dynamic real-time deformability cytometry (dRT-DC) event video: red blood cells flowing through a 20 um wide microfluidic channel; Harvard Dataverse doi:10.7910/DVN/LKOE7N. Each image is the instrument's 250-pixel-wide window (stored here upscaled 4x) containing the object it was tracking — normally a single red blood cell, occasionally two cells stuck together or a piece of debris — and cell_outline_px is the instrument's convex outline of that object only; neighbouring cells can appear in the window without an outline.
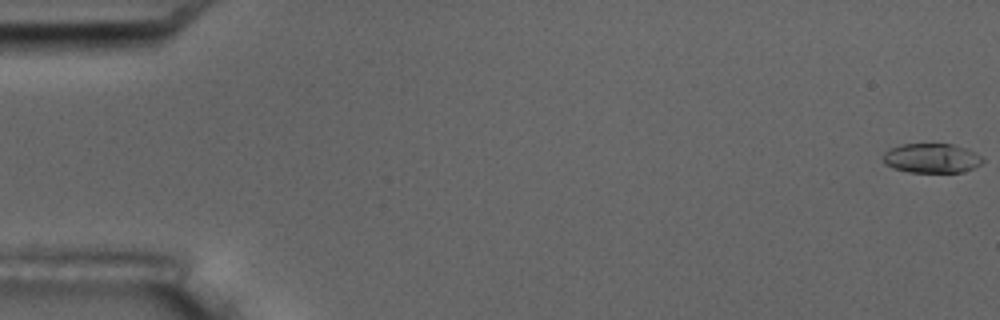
{"species": "common noctule bat (a hibernating species)", "species_latin": "Nyctalus noctula", "temperature_condition": "room temperature", "stored_images_in_passage": 4, "camera_frame_rate_fps": 3000, "um_per_image_px": 0.085, "animal": {"sex": "male", "body_mass_g": 17.5, "forearm_length_mm": 52.3}, "frame": {"image": 1, "passage_image": 1, "time_ms": 0.0, "image_size_px": [1000, 320], "cell_outline_px": [[984, 160], [980, 164], [972, 168], [960, 172], [908, 172], [884, 164], [884, 152], [900, 144], [952, 144], [968, 148], [980, 156]], "centroid_in_image_um": [79.19, 13.44], "position_along_channel_um": 5.8, "area_um2": 16.94}}